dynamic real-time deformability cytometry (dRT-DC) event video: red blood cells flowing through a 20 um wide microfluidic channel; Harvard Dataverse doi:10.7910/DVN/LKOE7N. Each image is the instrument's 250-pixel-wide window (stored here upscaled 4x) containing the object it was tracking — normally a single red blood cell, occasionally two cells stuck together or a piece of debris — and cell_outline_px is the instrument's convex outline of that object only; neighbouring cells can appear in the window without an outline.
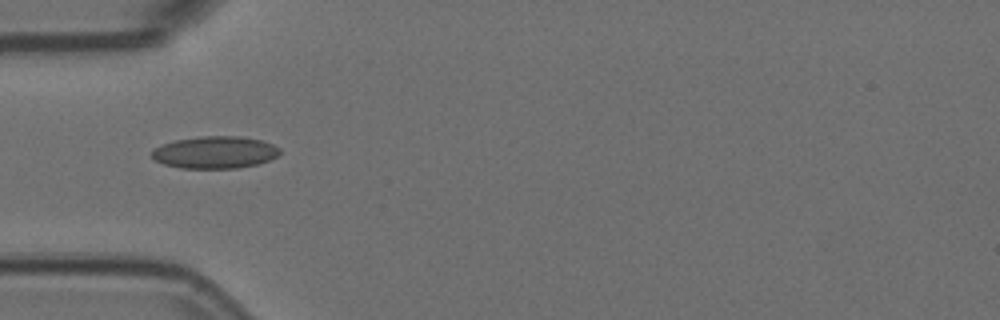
{"species": "Egyptian fruit bat (a non-hibernating species)", "species_latin": "Rousettus aegyptiacus", "temperature_condition": "room temperature", "stored_images_in_passage": 8, "camera_frame_rate_fps": 3000, "um_per_image_px": 0.085, "animal": {"sex": "female"}, "frame": {"image": 1, "passage_image": 1, "time_ms": 0.0, "image_size_px": [1000, 320], "cell_outline_px": [[280, 152], [276, 156], [268, 160], [256, 164], [236, 168], [180, 168], [164, 164], [156, 160], [152, 156], [152, 152], [156, 148], [164, 144], [176, 140], [200, 136], [240, 136], [260, 140], [272, 144], [280, 148]], "centroid_in_image_um": [18.28, 12.95], "position_along_channel_um": 66.7, "area_um2": 23.7}}
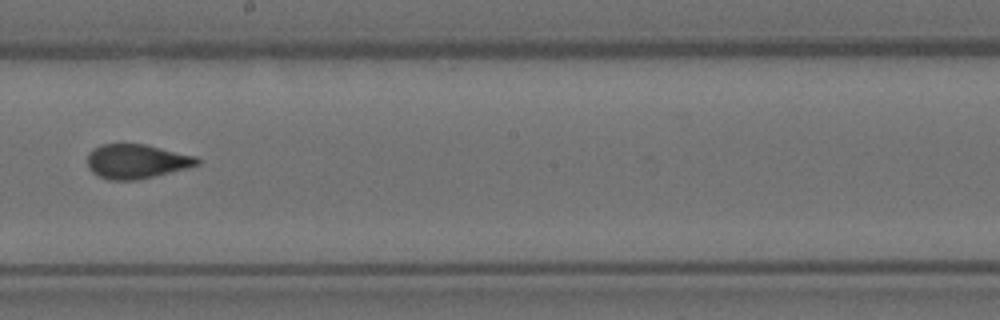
{"frame": {"image": 2, "passage_image": 5, "time_ms": 1.333, "image_size_px": [1000, 320], "cell_outline_px": [[200, 164], [140, 180], [108, 180], [92, 172], [88, 168], [88, 152], [92, 148], [100, 144], [144, 144], [196, 156], [200, 160]], "centroid_in_image_um": [11.57, 13.71], "position_along_channel_um": 236.6, "area_um2": 21.96}}
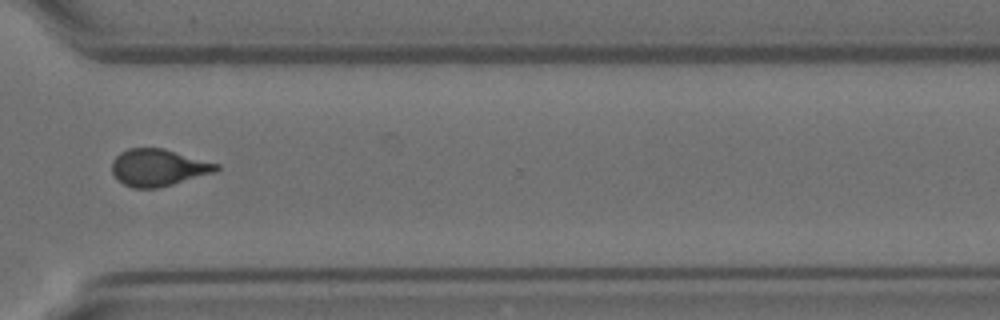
{"frame": {"image": 3, "passage_image": 8, "time_ms": 2.333, "image_size_px": [1000, 320], "cell_outline_px": [[220, 168], [212, 172], [160, 188], [132, 188], [116, 180], [112, 172], [112, 160], [120, 152], [128, 148], [164, 148], [220, 164]], "centroid_in_image_um": [13.41, 14.24], "position_along_channel_um": 357.2, "area_um2": 22.54}}